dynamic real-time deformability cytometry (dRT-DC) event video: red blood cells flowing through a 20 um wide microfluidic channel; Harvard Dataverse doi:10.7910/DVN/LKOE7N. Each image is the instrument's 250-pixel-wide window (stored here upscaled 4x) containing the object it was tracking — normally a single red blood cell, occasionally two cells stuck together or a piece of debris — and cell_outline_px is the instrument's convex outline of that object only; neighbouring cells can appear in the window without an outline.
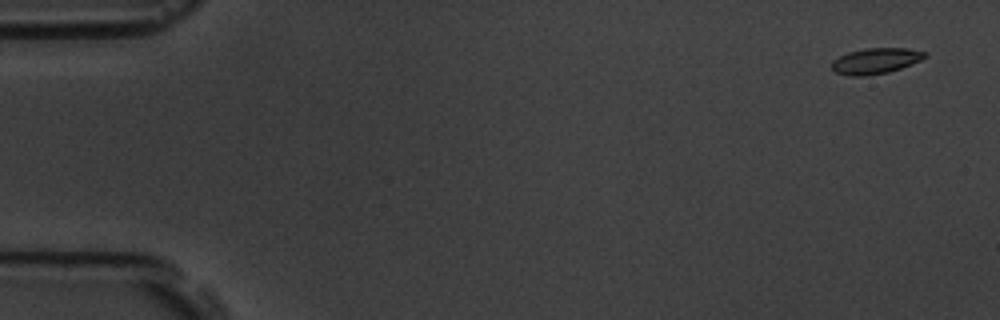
{"species": "common noctule bat (a hibernating species)", "species_latin": "Nyctalus noctula", "temperature_condition": "room temperature", "stored_images_in_passage": 6, "camera_frame_rate_fps": 3000, "um_per_image_px": 0.085, "animal": {"sex": "male", "body_mass_g": 19.5, "forearm_length_mm": 54.6}, "frame": {"image": 1, "passage_image": 1, "time_ms": 0.0, "image_size_px": [1000, 320], "cell_outline_px": [[928, 56], [912, 64], [888, 72], [864, 76], [852, 76], [836, 72], [832, 68], [832, 60], [848, 52], [864, 48], [908, 48], [928, 52]], "centroid_in_image_um": [74.46, 5.16], "position_along_channel_um": 10.5, "area_um2": 13.99}}
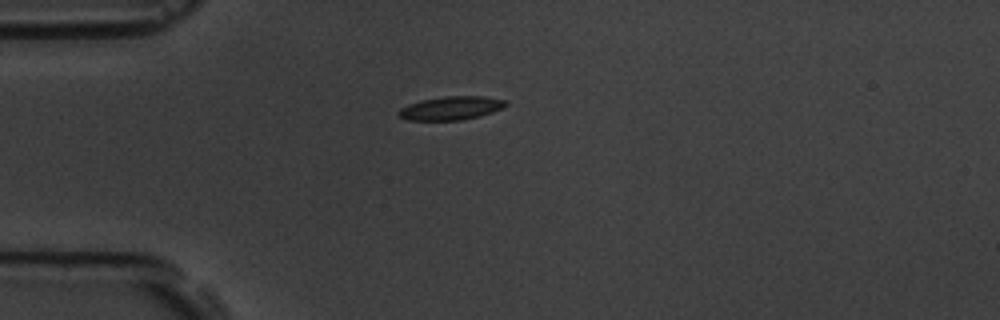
{"frame": {"image": 2, "passage_image": 4, "time_ms": 4.333, "image_size_px": [1000, 320], "cell_outline_px": [[508, 104], [504, 108], [480, 116], [460, 120], [408, 120], [400, 116], [396, 112], [400, 108], [408, 104], [420, 100], [444, 96], [484, 96], [508, 100]], "centroid_in_image_um": [38.36, 9.18], "position_along_channel_um": 46.6, "area_um2": 14.85}}
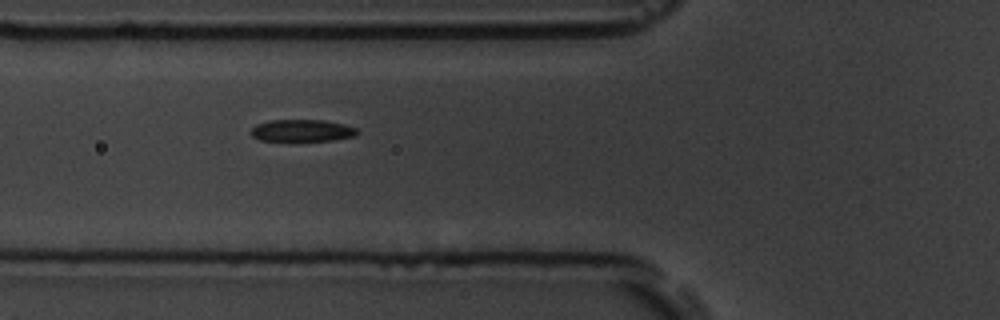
{"frame": {"image": 3, "passage_image": 6, "time_ms": 6.333, "image_size_px": [1000, 320], "cell_outline_px": [[360, 132], [356, 136], [332, 140], [296, 144], [260, 140], [252, 136], [252, 128], [256, 124], [272, 120], [324, 120], [344, 124], [356, 128]], "centroid_in_image_um": [25.68, 11.15], "position_along_channel_um": 100.1, "area_um2": 14.51}}